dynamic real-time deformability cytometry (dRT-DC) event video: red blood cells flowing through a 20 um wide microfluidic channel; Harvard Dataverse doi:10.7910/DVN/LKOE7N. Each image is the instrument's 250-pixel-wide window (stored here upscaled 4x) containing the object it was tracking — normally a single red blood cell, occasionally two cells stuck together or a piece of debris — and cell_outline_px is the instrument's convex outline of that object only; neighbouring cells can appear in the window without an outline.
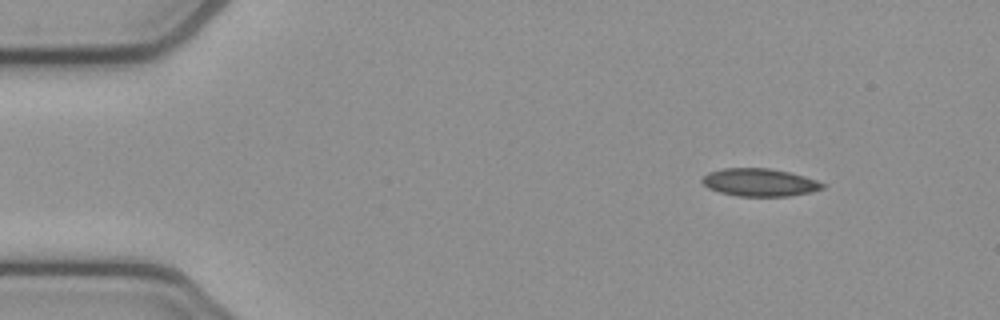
{"species": "common noctule bat (a hibernating species)", "species_latin": "Nyctalus noctula", "temperature_condition": "cold", "stored_images_in_passage": 4, "camera_frame_rate_fps": 3000, "um_per_image_px": 0.085, "animal": {"sex": "female", "body_mass_g": 21.9}, "frame": {"image": 1, "passage_image": 1, "time_ms": 0.0, "image_size_px": [1000, 320], "cell_outline_px": [[828, 184], [824, 188], [812, 192], [788, 196], [736, 196], [720, 192], [708, 188], [700, 180], [708, 172], [724, 168], [768, 168], [788, 172], [804, 176]], "centroid_in_image_um": [64.58, 15.51], "position_along_channel_um": 20.4, "area_um2": 19.54}}
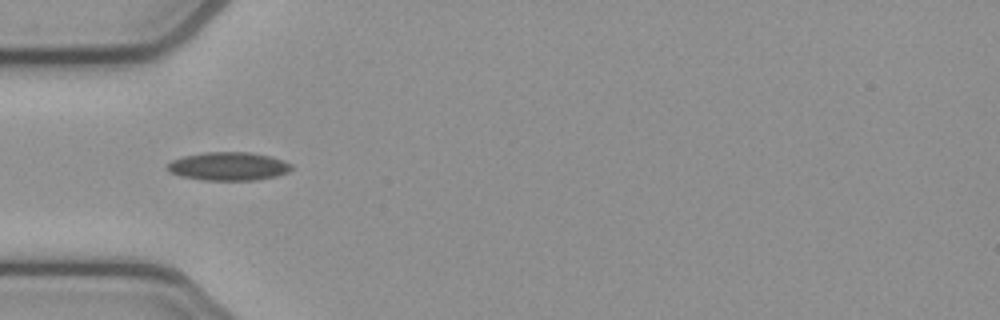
{"frame": {"image": 2, "passage_image": 4, "time_ms": 1.0, "image_size_px": [1000, 320], "cell_outline_px": [[292, 168], [288, 172], [276, 176], [256, 180], [200, 180], [180, 176], [168, 172], [164, 168], [172, 160], [184, 156], [204, 152], [248, 152], [272, 156], [284, 160], [292, 164]], "centroid_in_image_um": [19.4, 14.14], "position_along_channel_um": 65.6, "area_um2": 20.75}}